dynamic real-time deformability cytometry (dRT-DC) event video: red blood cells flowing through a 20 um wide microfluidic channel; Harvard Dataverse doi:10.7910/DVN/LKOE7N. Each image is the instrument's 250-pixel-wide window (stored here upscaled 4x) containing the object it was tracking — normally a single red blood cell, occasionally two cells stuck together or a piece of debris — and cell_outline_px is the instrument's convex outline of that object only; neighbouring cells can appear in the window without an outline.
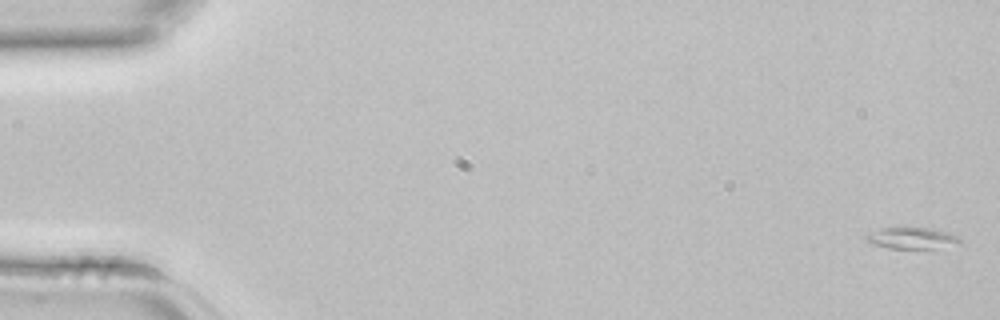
{"species": "common noctule bat (a hibernating species)", "species_latin": "Nyctalus noctula", "temperature_condition": "room temperature", "stored_images_in_passage": 4, "camera_frame_rate_fps": 3000, "um_per_image_px": 0.085, "animal": {"sex": "female", "body_mass_g": 22.7, "forearm_length_mm": 54.2}, "frame": {"image": 1, "passage_image": 1, "time_ms": 0.0, "image_size_px": [1000, 320], "cell_outline_px": [[964, 244], [932, 252], [888, 248], [872, 244], [864, 240], [864, 236], [880, 228], [904, 224], [928, 228], [948, 232], [960, 236]], "centroid_in_image_um": [77.63, 20.27], "position_along_channel_um": 7.4, "area_um2": 13.58}}
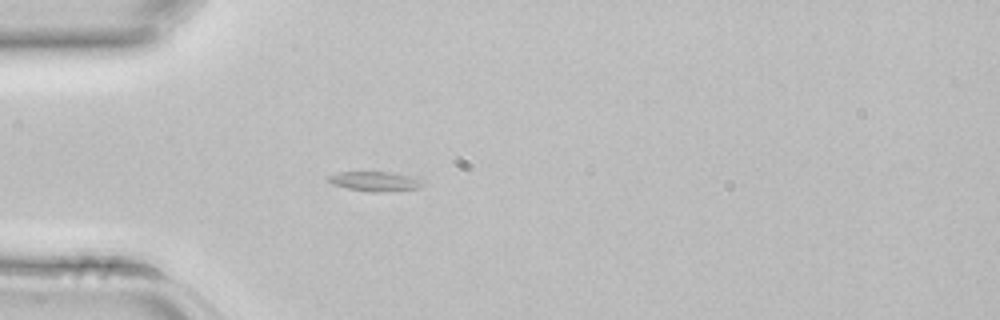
{"frame": {"image": 2, "passage_image": 4, "time_ms": 1.0, "image_size_px": [1000, 320], "cell_outline_px": [[420, 184], [416, 188], [380, 192], [368, 192], [348, 188], [332, 184], [328, 180], [328, 176], [340, 172], [392, 172], [420, 176]], "centroid_in_image_um": [31.88, 15.4], "position_along_channel_um": 53.1, "area_um2": 10.75}}